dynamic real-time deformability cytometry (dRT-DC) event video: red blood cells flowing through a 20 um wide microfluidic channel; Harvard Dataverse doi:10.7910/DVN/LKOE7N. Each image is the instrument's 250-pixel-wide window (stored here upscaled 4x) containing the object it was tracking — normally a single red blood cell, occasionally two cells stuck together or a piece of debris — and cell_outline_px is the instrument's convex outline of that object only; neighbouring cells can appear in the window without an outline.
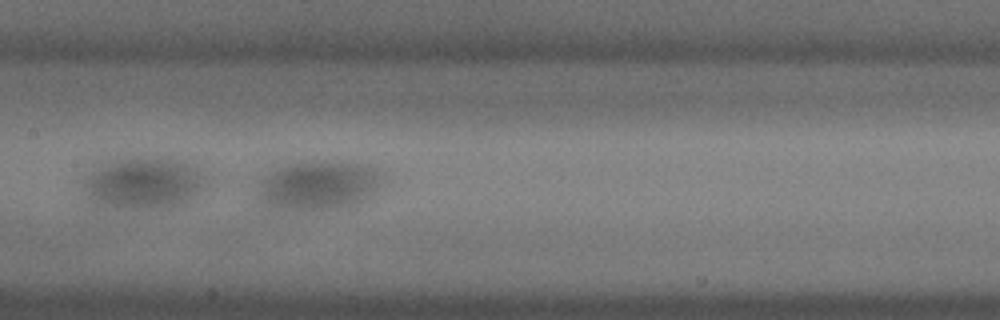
{"species": "common noctule bat (a hibernating species)", "species_latin": "Nyctalus noctula", "temperature_condition": "cold", "stored_images_in_passage": 40, "camera_frame_rate_fps": 3000, "um_per_image_px": 0.085, "animal": {"sex": "male", "body_mass_g": 18.8}, "frame": {"image": 1, "passage_image": 14, "time_ms": 4.333, "image_size_px": [1000, 320], "cell_outline_px": [[388, 180], [384, 188], [364, 200], [356, 204], [336, 208], [268, 208], [260, 196], [256, 180], [260, 176], [272, 168], [280, 164], [296, 160], [360, 160], [384, 172]], "centroid_in_image_um": [27.18, 15.63], "position_along_channel_um": 180.2, "area_um2": 37.86}}
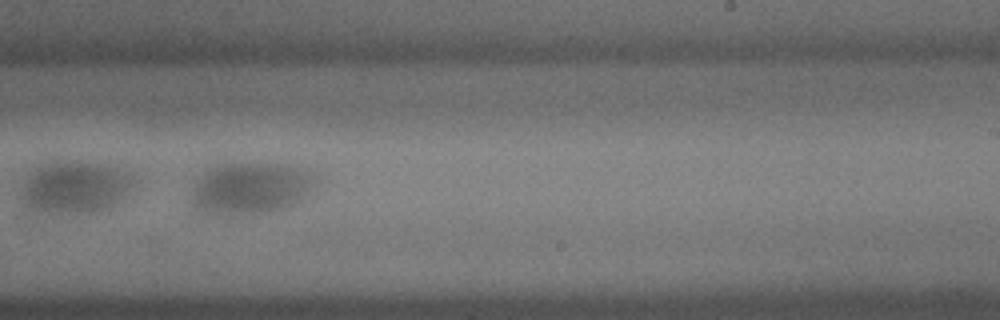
{"frame": {"image": 2, "passage_image": 21, "time_ms": 6.667, "image_size_px": [1000, 320], "cell_outline_px": [[320, 180], [300, 200], [292, 204], [268, 212], [204, 212], [196, 208], [192, 204], [192, 192], [196, 180], [208, 168], [216, 164], [232, 160], [288, 164], [304, 168], [312, 172]], "centroid_in_image_um": [21.33, 15.88], "position_along_channel_um": 267.7, "area_um2": 37.8}}
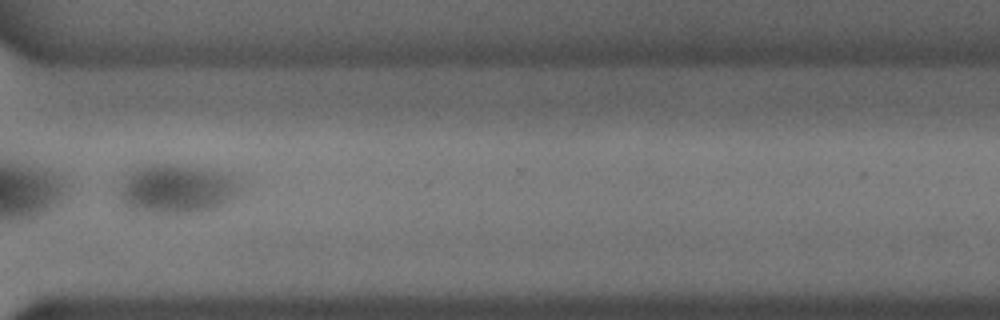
{"frame": {"image": 3, "passage_image": 28, "time_ms": 9.0, "image_size_px": [1000, 320], "cell_outline_px": [[240, 188], [224, 204], [216, 208], [196, 212], [136, 212], [128, 208], [124, 204], [120, 196], [120, 192], [128, 176], [140, 164], [188, 164], [212, 168], [232, 176], [240, 180]], "centroid_in_image_um": [15.05, 16.02], "position_along_channel_um": 355.5, "area_um2": 34.51}}